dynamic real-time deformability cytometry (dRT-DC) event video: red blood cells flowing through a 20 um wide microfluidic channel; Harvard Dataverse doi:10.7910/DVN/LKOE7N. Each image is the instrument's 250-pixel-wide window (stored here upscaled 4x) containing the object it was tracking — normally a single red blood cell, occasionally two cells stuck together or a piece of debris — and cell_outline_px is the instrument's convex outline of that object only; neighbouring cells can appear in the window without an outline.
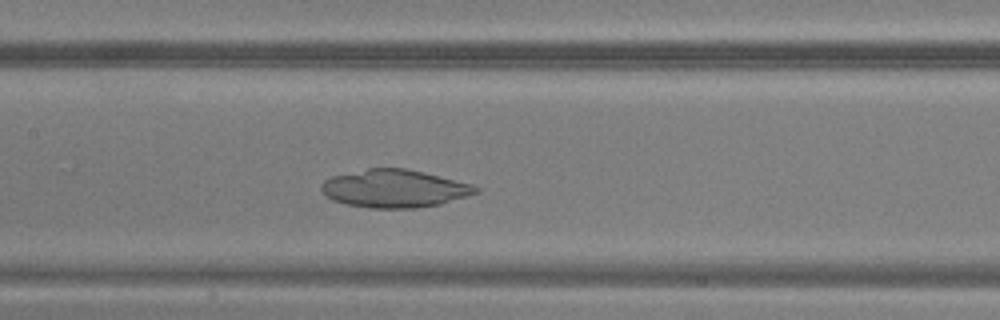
{"species": "common noctule bat (a hibernating species)", "species_latin": "Nyctalus noctula", "temperature_condition": "warm", "stored_images_in_passage": 40, "camera_frame_rate_fps": 3000, "um_per_image_px": 0.085, "animal": {"sex": "male", "body_mass_g": 20.5, "forearm_length_mm": 52.5}, "frame": {"image": 1, "passage_image": 16, "time_ms": 5.0, "image_size_px": [1000, 320], "cell_outline_px": [[480, 192], [468, 196], [440, 204], [416, 208], [372, 208], [344, 204], [332, 200], [324, 196], [320, 192], [320, 184], [324, 180], [332, 176], [368, 168], [408, 168], [472, 184], [480, 188]], "centroid_in_image_um": [33.5, 16.03], "position_along_channel_um": 173.9, "area_um2": 34.39}}
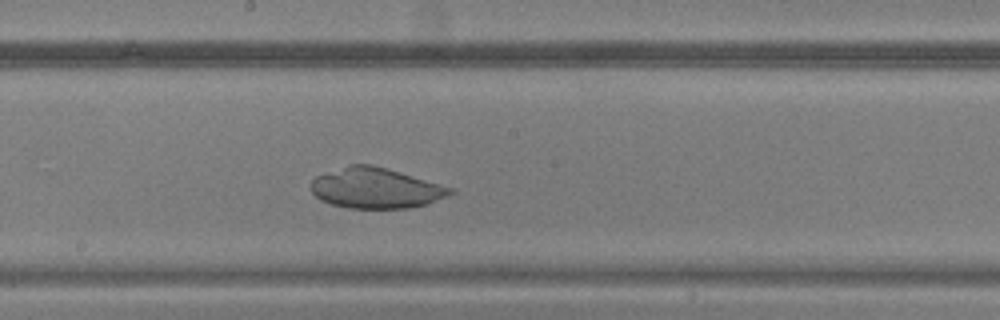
{"frame": {"image": 2, "passage_image": 19, "time_ms": 6.0, "image_size_px": [1000, 320], "cell_outline_px": [[456, 192], [448, 196], [428, 204], [408, 208], [348, 208], [332, 204], [320, 200], [312, 192], [312, 180], [316, 176], [348, 164], [372, 164], [388, 168], [452, 188]], "centroid_in_image_um": [31.95, 15.99], "position_along_channel_um": 216.3, "area_um2": 32.83}}
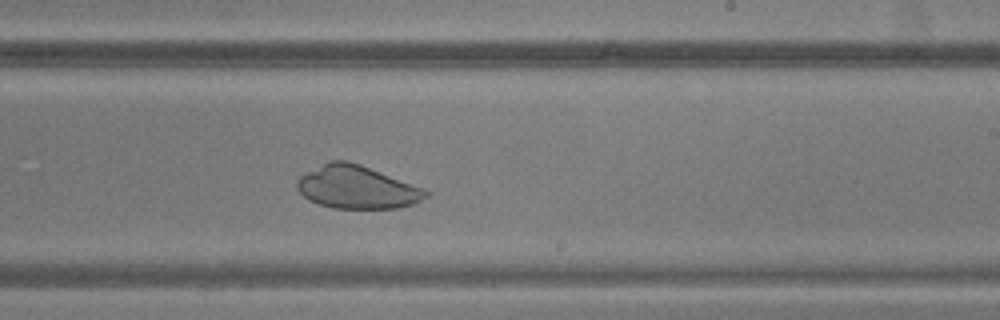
{"frame": {"image": 3, "passage_image": 22, "time_ms": 7.0, "image_size_px": [1000, 320], "cell_outline_px": [[432, 192], [428, 196], [416, 204], [400, 208], [332, 208], [308, 200], [296, 188], [296, 180], [300, 176], [328, 160], [344, 160], [360, 164], [424, 188]], "centroid_in_image_um": [30.36, 15.92], "position_along_channel_um": 258.6, "area_um2": 32.43}}